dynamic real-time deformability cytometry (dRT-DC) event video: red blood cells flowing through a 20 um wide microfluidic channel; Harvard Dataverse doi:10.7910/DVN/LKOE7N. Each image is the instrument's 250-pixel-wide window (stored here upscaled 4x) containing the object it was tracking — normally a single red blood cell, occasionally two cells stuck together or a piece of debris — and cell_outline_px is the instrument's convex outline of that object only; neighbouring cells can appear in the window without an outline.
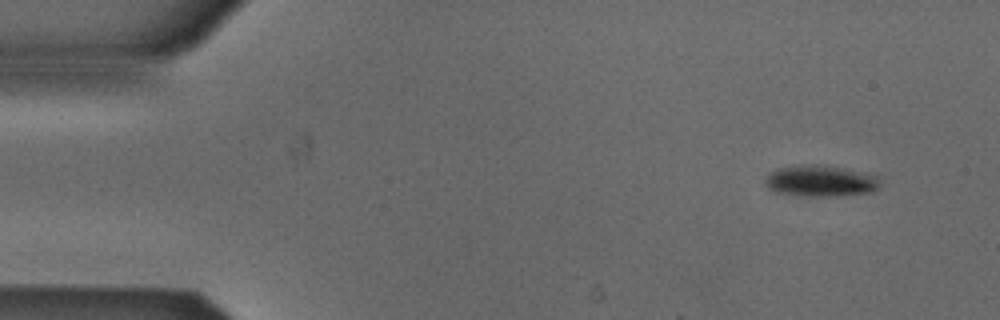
{"species": "Egyptian fruit bat (a non-hibernating species)", "species_latin": "Rousettus aegyptiacus", "temperature_condition": "cold", "stored_images_in_passage": 49, "camera_frame_rate_fps": 3000, "um_per_image_px": 0.085, "animal": {"sex": "male"}, "frame": {"image": 1, "passage_image": 1, "time_ms": 0.0, "image_size_px": [1000, 320], "cell_outline_px": [[880, 188], [872, 192], [836, 196], [816, 196], [776, 192], [768, 188], [764, 180], [768, 172], [776, 168], [796, 164], [824, 164], [876, 172], [880, 176]], "centroid_in_image_um": [69.85, 15.33], "position_along_channel_um": 15.2, "area_um2": 21.91}}
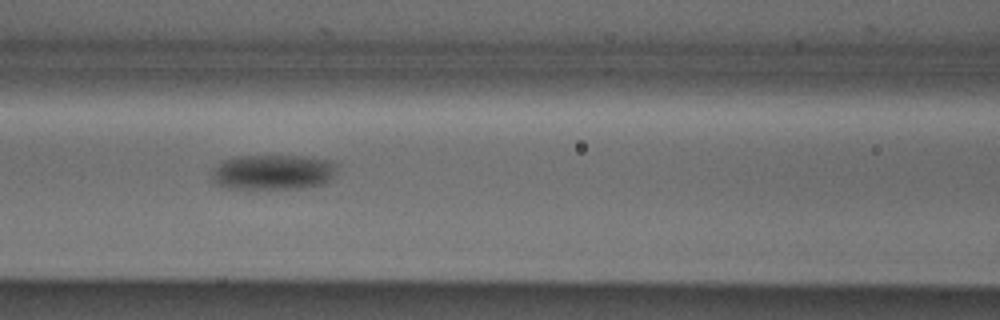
{"frame": {"image": 2, "passage_image": 19, "time_ms": 6.0, "image_size_px": [1000, 320], "cell_outline_px": [[340, 164], [336, 172], [324, 184], [300, 188], [224, 188], [216, 184], [212, 180], [212, 168], [220, 160], [236, 156], [304, 156], [332, 160]], "centroid_in_image_um": [23.2, 14.61], "position_along_channel_um": 143.4, "area_um2": 26.07}}
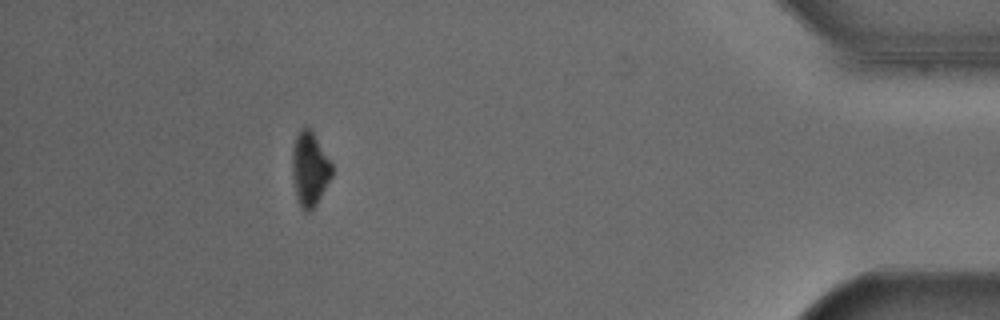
{"frame": {"image": 3, "passage_image": 44, "time_ms": 14.333, "image_size_px": [1000, 320], "cell_outline_px": [[332, 176], [316, 204], [308, 212], [304, 212], [300, 208], [296, 196], [292, 176], [292, 148], [296, 136], [300, 128], [308, 128], [312, 132], [332, 164]], "centroid_in_image_um": [26.3, 14.39], "position_along_channel_um": 408.9, "area_um2": 16.94}, "authors_computed_cell_mechanics": {"area_um2": 22.3686, "velocity_mm_per_s": 3.8857, "shape_relaxation_time_tau1_ms": 2.1598, "shape_relaxation_time_tau2_ms": null, "deformation_change_tau1": 0.0567, "deformation_change_tau2": null}}